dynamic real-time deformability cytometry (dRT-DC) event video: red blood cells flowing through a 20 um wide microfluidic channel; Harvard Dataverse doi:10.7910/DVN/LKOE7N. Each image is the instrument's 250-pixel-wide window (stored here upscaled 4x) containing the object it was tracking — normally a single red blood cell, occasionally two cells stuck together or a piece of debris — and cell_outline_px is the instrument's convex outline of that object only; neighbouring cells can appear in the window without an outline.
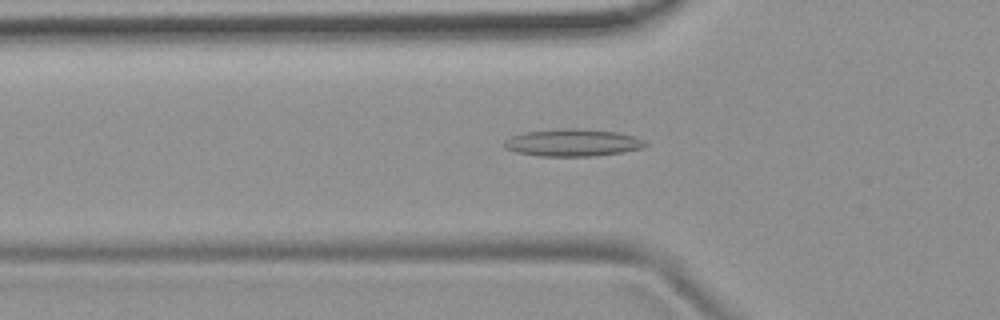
{"species": "common noctule bat (a hibernating species)", "species_latin": "Nyctalus noctula", "temperature_condition": "room temperature", "stored_images_in_passage": 53, "camera_frame_rate_fps": 3000, "um_per_image_px": 0.085, "animal": {"sex": "female", "body_mass_g": 19.9}, "frame": {"image": 1, "passage_image": 17, "time_ms": 5.333, "image_size_px": [1000, 320], "cell_outline_px": [[648, 144], [644, 148], [624, 152], [596, 156], [540, 156], [516, 152], [504, 148], [504, 140], [512, 136], [524, 132], [564, 128], [576, 128], [620, 132], [644, 140]], "centroid_in_image_um": [48.7, 12.13], "position_along_channel_um": 77.1, "area_um2": 22.6}}
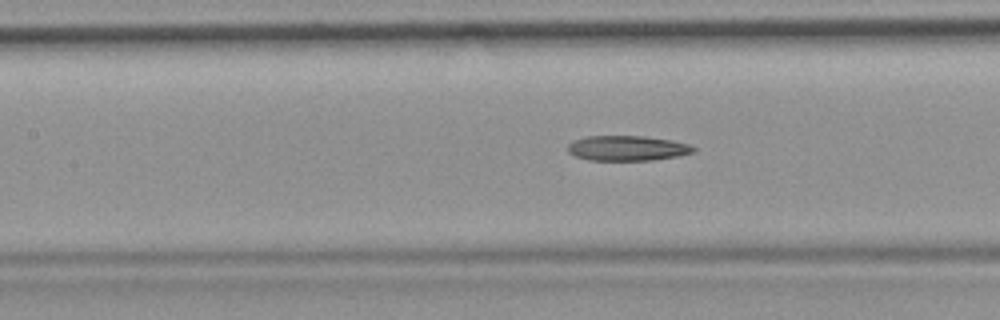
{"frame": {"image": 2, "passage_image": 23, "time_ms": 7.333, "image_size_px": [1000, 320], "cell_outline_px": [[696, 152], [680, 156], [652, 160], [588, 160], [576, 156], [568, 152], [568, 144], [576, 140], [588, 136], [644, 136], [672, 140], [688, 144], [696, 148]], "centroid_in_image_um": [53.37, 12.6], "position_along_channel_um": 154.0, "area_um2": 18.38}}
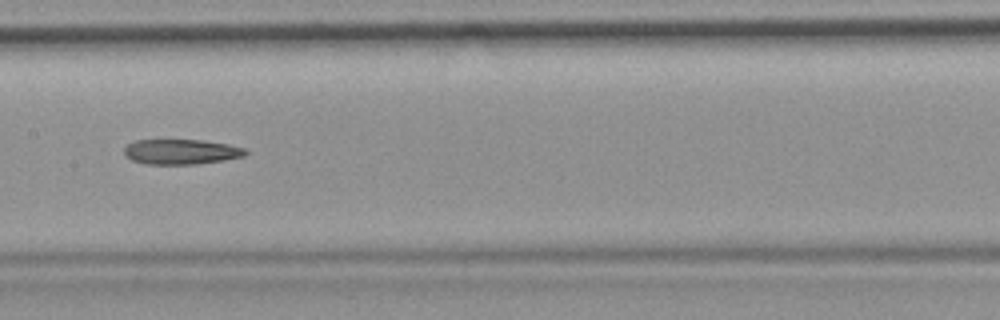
{"frame": {"image": 3, "passage_image": 26, "time_ms": 8.333, "image_size_px": [1000, 320], "cell_outline_px": [[248, 152], [244, 156], [224, 160], [196, 164], [144, 164], [132, 160], [124, 156], [124, 148], [128, 144], [136, 140], [204, 140], [228, 144], [244, 148]], "centroid_in_image_um": [15.38, 12.9], "position_along_channel_um": 192.0, "area_um2": 17.8}}